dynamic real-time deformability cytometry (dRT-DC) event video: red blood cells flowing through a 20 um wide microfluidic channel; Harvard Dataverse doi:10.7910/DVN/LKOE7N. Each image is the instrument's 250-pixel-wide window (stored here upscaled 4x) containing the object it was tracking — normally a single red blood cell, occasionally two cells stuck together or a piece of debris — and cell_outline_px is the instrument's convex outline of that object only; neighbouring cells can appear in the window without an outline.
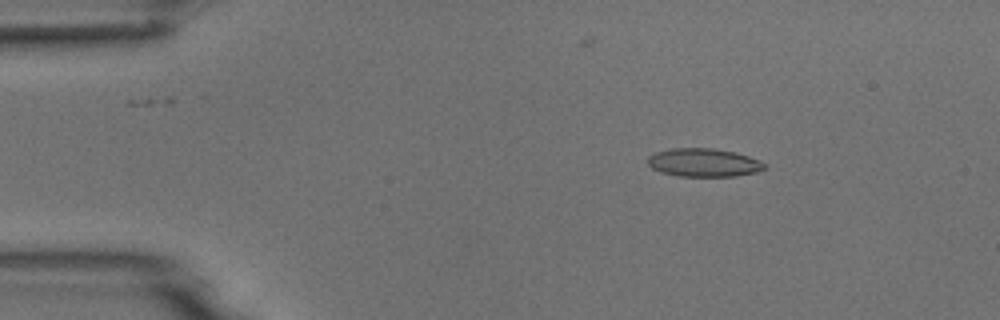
{"species": "common noctule bat (a hibernating species)", "species_latin": "Nyctalus noctula", "temperature_condition": "room temperature", "stored_images_in_passage": 4, "camera_frame_rate_fps": 3000, "um_per_image_px": 0.085, "animal": {"sex": "male", "body_mass_g": 18.8}, "frame": {"image": 1, "passage_image": 2, "time_ms": 1.333, "image_size_px": [1000, 320], "cell_outline_px": [[768, 168], [756, 172], [736, 176], [680, 176], [660, 172], [652, 168], [648, 164], [648, 156], [656, 152], [672, 148], [712, 148], [736, 152], [748, 156], [764, 164]], "centroid_in_image_um": [59.8, 13.82], "position_along_channel_um": 25.2, "area_um2": 19.19}}